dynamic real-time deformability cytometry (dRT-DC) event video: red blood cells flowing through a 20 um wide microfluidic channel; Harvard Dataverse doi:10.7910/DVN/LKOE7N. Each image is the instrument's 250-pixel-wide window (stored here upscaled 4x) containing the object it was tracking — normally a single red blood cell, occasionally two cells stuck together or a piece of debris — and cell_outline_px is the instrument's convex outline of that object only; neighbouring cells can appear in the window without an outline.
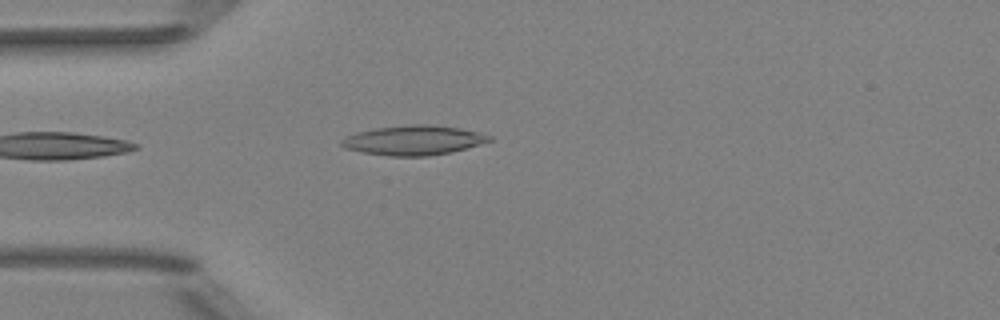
{"species": "Egyptian fruit bat (a non-hibernating species)", "species_latin": "Rousettus aegyptiacus", "temperature_condition": "room temperature", "stored_images_in_passage": 33, "camera_frame_rate_fps": 3000, "um_per_image_px": 0.085, "animal": {"sex": "female"}, "frame": {"image": 1, "passage_image": 1, "time_ms": 0.0, "image_size_px": [1000, 320], "cell_outline_px": [[492, 140], [452, 152], [428, 156], [388, 156], [360, 152], [344, 148], [340, 144], [340, 140], [356, 132], [376, 128], [408, 124], [428, 124], [460, 128], [492, 136]], "centroid_in_image_um": [35.11, 11.92], "position_along_channel_um": 49.9, "area_um2": 25.49}}
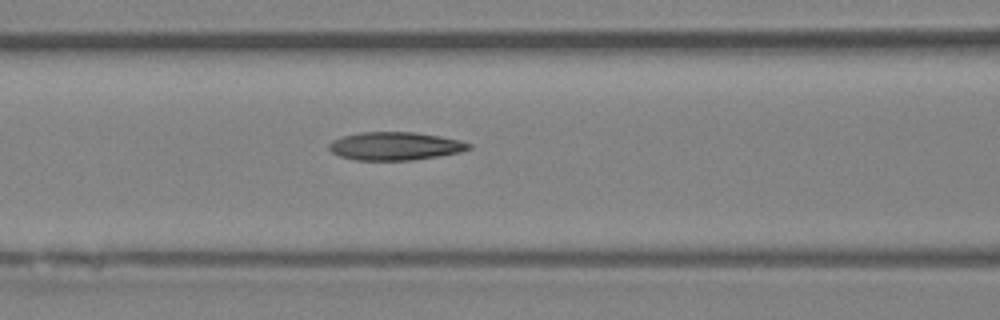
{"frame": {"image": 2, "passage_image": 8, "time_ms": 2.333, "image_size_px": [1000, 320], "cell_outline_px": [[472, 148], [460, 152], [412, 160], [356, 160], [340, 156], [332, 152], [328, 148], [328, 144], [332, 140], [344, 136], [360, 132], [416, 132], [440, 136], [460, 140], [472, 144]], "centroid_in_image_um": [33.59, 12.41], "position_along_channel_um": 133.0, "area_um2": 22.89}}
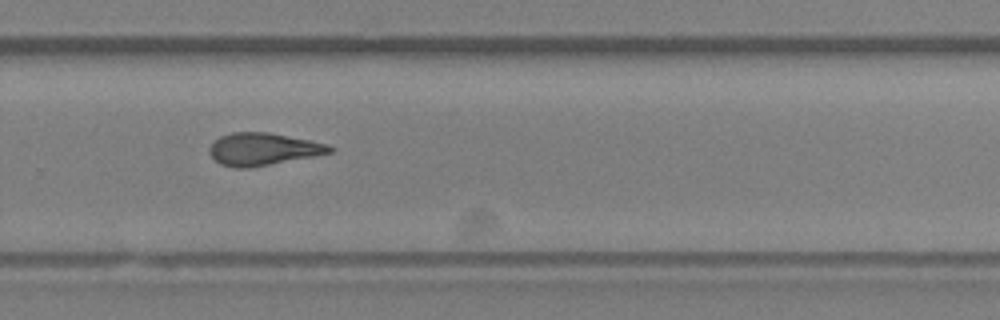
{"frame": {"image": 3, "passage_image": 21, "time_ms": 6.667, "image_size_px": [1000, 320], "cell_outline_px": [[336, 148], [332, 152], [312, 156], [248, 168], [236, 168], [220, 164], [208, 152], [208, 148], [220, 136], [232, 132], [268, 132], [308, 140], [324, 144]], "centroid_in_image_um": [22.31, 12.67], "position_along_channel_um": 307.5, "area_um2": 22.31}, "authors_computed_cell_mechanics": {"area_um2": 22.5998, "velocity_mm_per_s": 4.046, "shape_relaxation_time_tau1_ms": null, "shape_relaxation_time_tau2_ms": 3.7065, "deformation_change_tau1": null, "deformation_change_tau2": 0.1358}}